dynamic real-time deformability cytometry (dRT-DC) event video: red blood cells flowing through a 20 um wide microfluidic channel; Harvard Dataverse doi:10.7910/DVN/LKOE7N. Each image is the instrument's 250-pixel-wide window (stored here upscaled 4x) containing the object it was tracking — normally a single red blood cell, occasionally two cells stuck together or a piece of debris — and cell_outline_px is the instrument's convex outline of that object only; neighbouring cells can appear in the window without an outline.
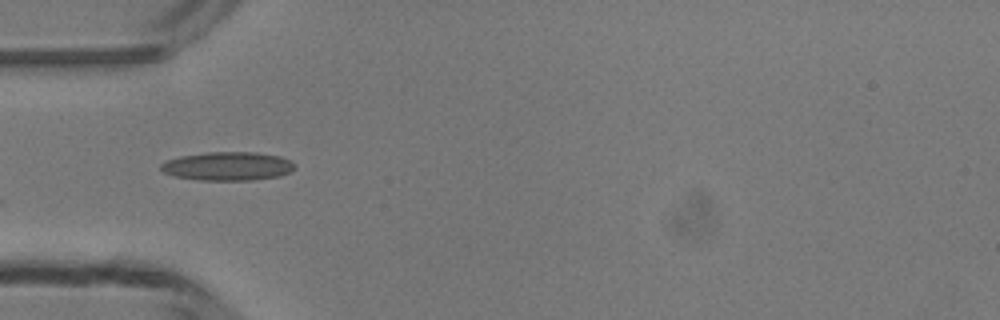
{"species": "common noctule bat (a hibernating species)", "species_latin": "Nyctalus noctula", "temperature_condition": "room temperature", "stored_images_in_passage": 35, "camera_frame_rate_fps": 3000, "um_per_image_px": 0.085, "animal": {"sex": "male", "body_mass_g": 13.3}, "frame": {"image": 1, "passage_image": 1, "time_ms": 0.0, "image_size_px": [1000, 320], "cell_outline_px": [[296, 168], [280, 176], [252, 180], [200, 180], [176, 176], [164, 172], [160, 168], [160, 164], [168, 160], [180, 156], [208, 152], [256, 152], [280, 156], [292, 160], [296, 164]], "centroid_in_image_um": [19.41, 14.12], "position_along_channel_um": 65.6, "area_um2": 22.37}}
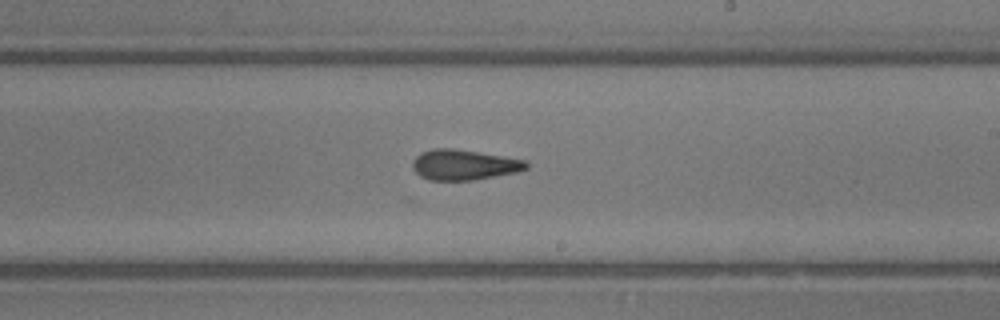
{"frame": {"image": 2, "passage_image": 14, "time_ms": 4.333, "image_size_px": [1000, 320], "cell_outline_px": [[528, 168], [516, 172], [472, 180], [428, 180], [420, 176], [412, 168], [412, 160], [420, 152], [432, 148], [452, 148], [524, 160], [528, 164]], "centroid_in_image_um": [39.36, 14.01], "position_along_channel_um": 249.6, "area_um2": 19.94}}
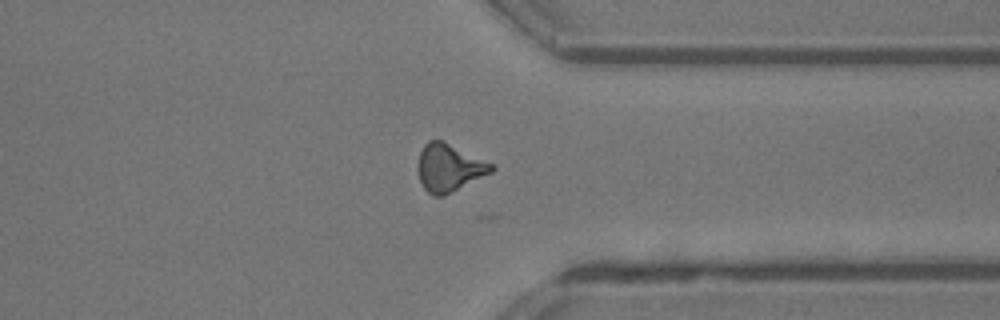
{"frame": {"image": 3, "passage_image": 23, "time_ms": 7.333, "image_size_px": [1000, 320], "cell_outline_px": [[496, 168], [492, 172], [444, 196], [432, 196], [424, 188], [420, 180], [416, 168], [420, 152], [424, 144], [428, 140], [444, 140], [496, 164]], "centroid_in_image_um": [38.19, 14.23], "position_along_channel_um": 373.2, "area_um2": 20.87}, "authors_computed_cell_mechanics": {"area_um2": 19.652, "velocity_mm_per_s": 4.233, "shape_relaxation_time_tau1_ms": null, "shape_relaxation_time_tau2_ms": 2.3452, "deformation_change_tau1": null, "deformation_change_tau2": 0.115}}